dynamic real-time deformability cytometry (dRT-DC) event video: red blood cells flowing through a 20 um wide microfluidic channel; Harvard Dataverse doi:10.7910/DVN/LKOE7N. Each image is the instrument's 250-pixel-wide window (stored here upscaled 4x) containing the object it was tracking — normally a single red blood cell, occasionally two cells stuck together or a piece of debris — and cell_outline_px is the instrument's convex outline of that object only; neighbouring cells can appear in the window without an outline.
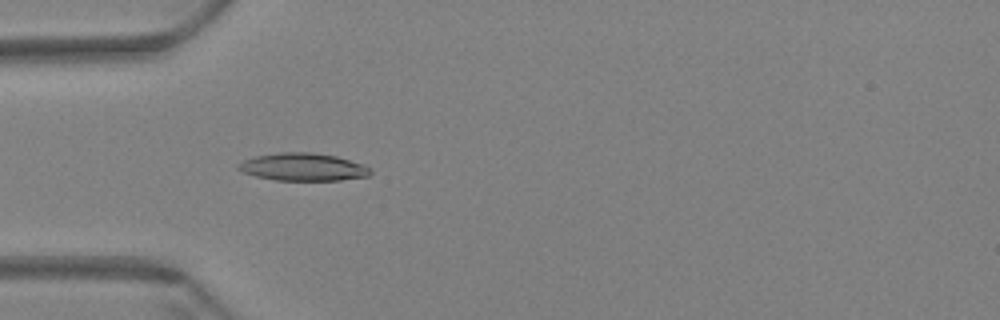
{"species": "Egyptian fruit bat (a non-hibernating species)", "species_latin": "Rousettus aegyptiacus", "temperature_condition": "warm", "stored_images_in_passage": 60, "camera_frame_rate_fps": 3000, "um_per_image_px": 0.085, "animal": {"sex": "female"}, "frame": {"image": 1, "passage_image": 19, "time_ms": 6.0, "image_size_px": [1000, 320], "cell_outline_px": [[372, 172], [368, 176], [340, 180], [276, 180], [256, 176], [244, 172], [236, 168], [236, 164], [244, 160], [256, 156], [280, 152], [312, 152], [336, 156], [364, 164], [372, 168]], "centroid_in_image_um": [25.78, 14.19], "position_along_channel_um": 59.2, "area_um2": 21.33}}
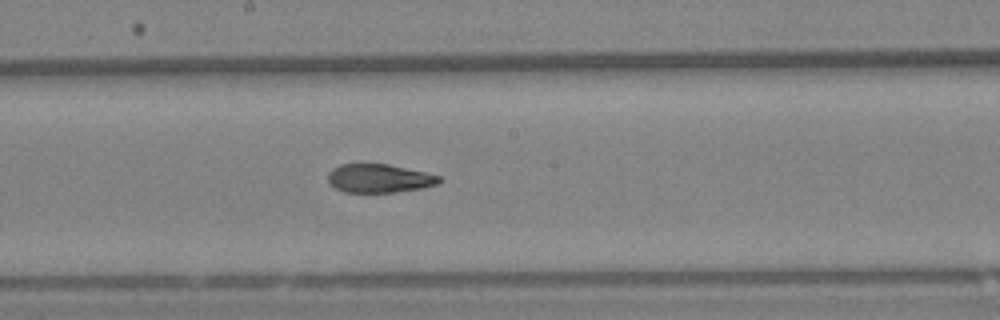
{"frame": {"image": 2, "passage_image": 33, "time_ms": 10.667, "image_size_px": [1000, 320], "cell_outline_px": [[444, 180], [440, 184], [420, 188], [396, 192], [344, 192], [336, 188], [328, 180], [328, 172], [332, 168], [340, 164], [388, 164], [424, 172], [440, 176]], "centroid_in_image_um": [32.25, 15.16], "position_along_channel_um": 215.9, "area_um2": 18.5}}
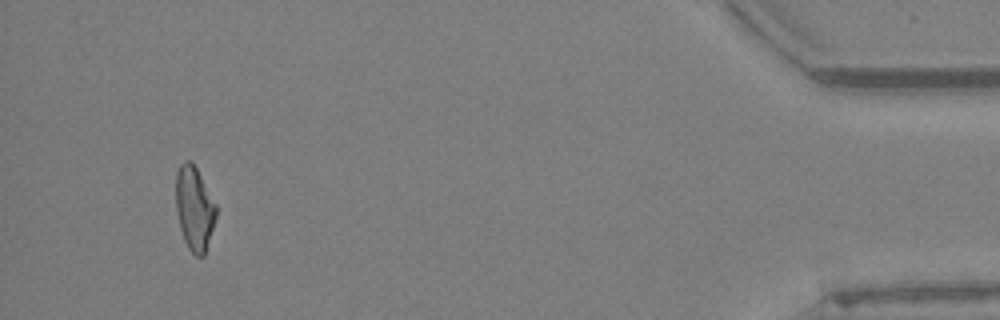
{"frame": {"image": 3, "passage_image": 57, "time_ms": 18.667, "image_size_px": [1000, 320], "cell_outline_px": [[216, 216], [204, 256], [196, 256], [188, 248], [184, 240], [180, 228], [176, 212], [176, 172], [180, 164], [184, 160], [192, 160], [216, 204]], "centroid_in_image_um": [16.51, 17.68], "position_along_channel_um": 418.7, "area_um2": 19.65}, "authors_computed_cell_mechanics": {"area_um2": 20.0855, "velocity_mm_per_s": 3.4457, "shape_relaxation_time_tau1_ms": 10.9265, "shape_relaxation_time_tau2_ms": 2.8184, "deformation_change_tau1": 0.2854, "deformation_change_tau2": 0.0971}}